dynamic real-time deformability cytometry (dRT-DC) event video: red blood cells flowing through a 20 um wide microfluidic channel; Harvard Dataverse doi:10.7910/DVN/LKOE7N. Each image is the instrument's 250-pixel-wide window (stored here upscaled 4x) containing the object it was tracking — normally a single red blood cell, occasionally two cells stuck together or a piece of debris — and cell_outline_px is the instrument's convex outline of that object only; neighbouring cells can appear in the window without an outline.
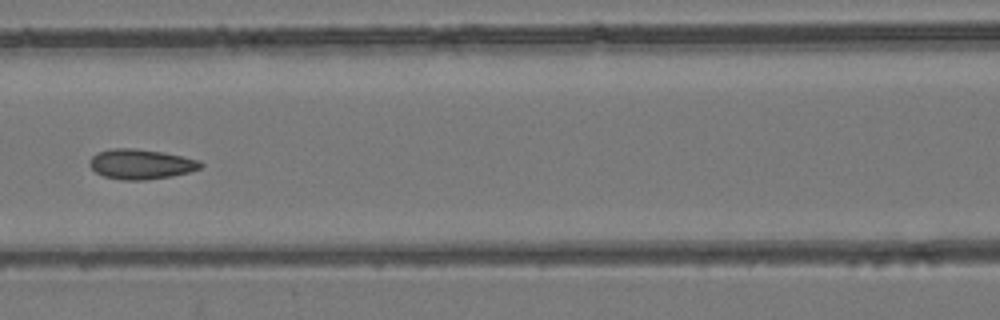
{"species": "common noctule bat (a hibernating species)", "species_latin": "Nyctalus noctula", "temperature_condition": "room temperature", "stored_images_in_passage": 7, "camera_frame_rate_fps": 3000, "um_per_image_px": 0.085, "animal": {"sex": "female", "body_mass_g": 24.6, "forearm_length_mm": 56.2}, "frame": {"image": 1, "passage_image": 6, "time_ms": 6.667, "image_size_px": [1000, 320], "cell_outline_px": [[204, 164], [200, 168], [188, 172], [172, 176], [144, 180], [124, 180], [104, 176], [96, 172], [88, 164], [88, 160], [96, 152], [112, 148], [136, 148], [164, 152], [200, 160]], "centroid_in_image_um": [11.96, 13.94], "position_along_channel_um": 154.6, "area_um2": 19.54}}
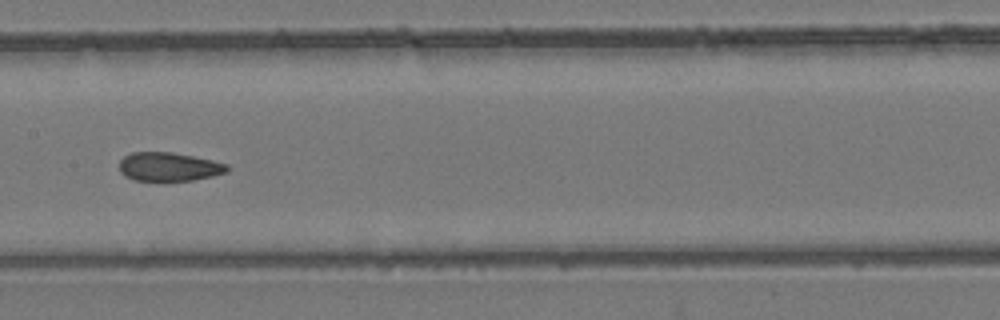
{"frame": {"image": 2, "passage_image": 7, "time_ms": 7.667, "image_size_px": [1000, 320], "cell_outline_px": [[228, 172], [212, 176], [192, 180], [136, 180], [124, 176], [120, 172], [120, 160], [124, 156], [132, 152], [172, 152], [212, 160], [228, 164]], "centroid_in_image_um": [14.35, 14.16], "position_along_channel_um": 193.0, "area_um2": 17.92}}